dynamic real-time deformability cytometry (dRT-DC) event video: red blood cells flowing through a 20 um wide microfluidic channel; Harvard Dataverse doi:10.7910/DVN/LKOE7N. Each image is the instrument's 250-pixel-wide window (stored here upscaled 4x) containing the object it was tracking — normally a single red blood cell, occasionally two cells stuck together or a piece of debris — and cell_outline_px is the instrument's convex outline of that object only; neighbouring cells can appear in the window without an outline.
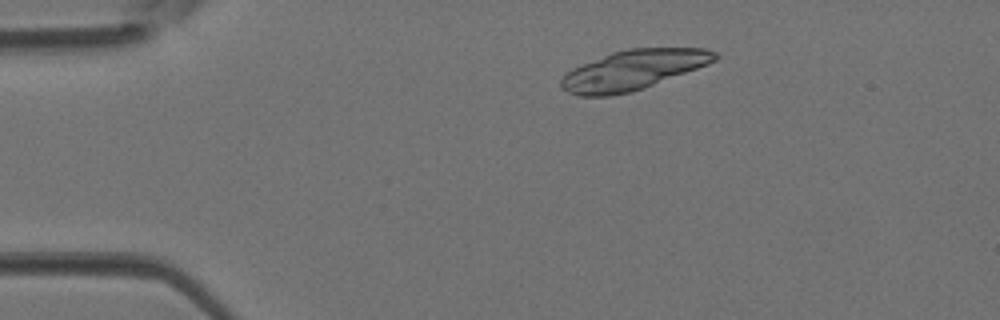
{"species": "Egyptian fruit bat (a non-hibernating species)", "species_latin": "Rousettus aegyptiacus", "temperature_condition": "room temperature", "stored_images_in_passage": 3, "camera_frame_rate_fps": 3000, "um_per_image_px": 0.085, "animal": {"sex": "female"}, "frame": {"image": 1, "passage_image": 1, "time_ms": 0.0, "image_size_px": [1000, 320], "cell_outline_px": [[720, 56], [716, 60], [708, 64], [632, 92], [608, 96], [576, 96], [560, 88], [560, 80], [572, 68], [612, 52], [628, 48], [708, 48], [716, 52]], "centroid_in_image_um": [53.81, 5.95], "position_along_channel_um": 31.2, "area_um2": 35.49}}